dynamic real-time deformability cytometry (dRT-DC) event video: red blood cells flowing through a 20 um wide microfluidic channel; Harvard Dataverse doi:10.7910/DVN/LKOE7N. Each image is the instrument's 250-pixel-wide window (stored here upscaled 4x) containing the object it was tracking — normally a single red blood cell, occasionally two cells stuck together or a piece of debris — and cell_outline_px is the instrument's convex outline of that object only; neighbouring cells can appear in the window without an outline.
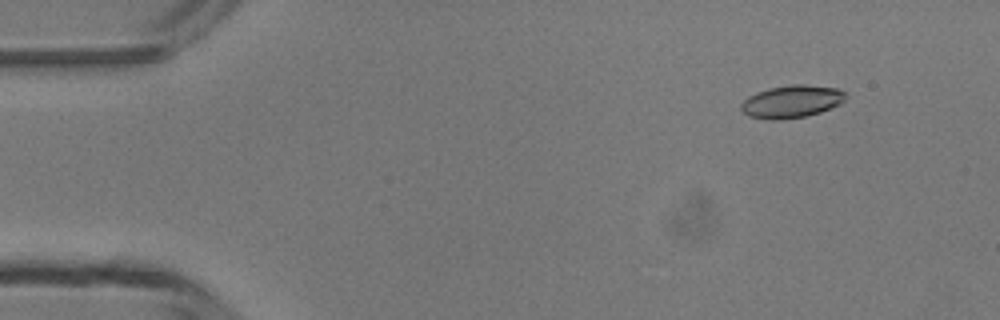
{"species": "common noctule bat (a hibernating species)", "species_latin": "Nyctalus noctula", "temperature_condition": "room temperature", "stored_images_in_passage": 5, "camera_frame_rate_fps": 3000, "um_per_image_px": 0.085, "animal": {"sex": "male", "body_mass_g": 13.3}, "frame": {"image": 1, "passage_image": 2, "time_ms": 1.333, "image_size_px": [1000, 320], "cell_outline_px": [[844, 100], [840, 104], [820, 112], [804, 116], [780, 120], [768, 120], [748, 116], [740, 108], [740, 104], [748, 96], [756, 92], [768, 88], [792, 84], [804, 84], [836, 88], [844, 92]], "centroid_in_image_um": [67.24, 8.63], "position_along_channel_um": 17.8, "area_um2": 19.83}}
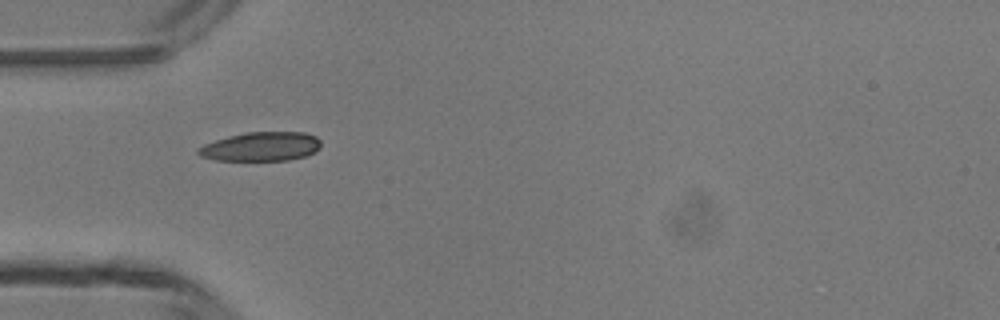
{"frame": {"image": 2, "passage_image": 5, "time_ms": 4.667, "image_size_px": [1000, 320], "cell_outline_px": [[320, 148], [304, 156], [288, 160], [216, 160], [200, 156], [196, 152], [196, 148], [204, 144], [228, 136], [244, 132], [304, 132], [316, 136], [320, 140]], "centroid_in_image_um": [22.16, 12.45], "position_along_channel_um": 62.8, "area_um2": 20.75}}